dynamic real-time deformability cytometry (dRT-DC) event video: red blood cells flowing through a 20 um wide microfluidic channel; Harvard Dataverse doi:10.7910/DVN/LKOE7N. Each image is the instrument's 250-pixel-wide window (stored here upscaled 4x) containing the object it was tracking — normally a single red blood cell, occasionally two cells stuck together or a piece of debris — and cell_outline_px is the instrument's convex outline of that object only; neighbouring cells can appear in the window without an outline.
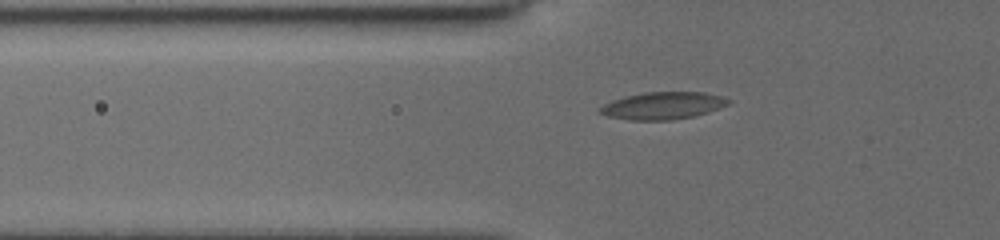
{"species": "common noctule bat (a hibernating species)", "species_latin": "Nyctalus noctula", "temperature_condition": "cold", "stored_images_in_passage": 37, "camera_frame_rate_fps": 3000, "um_per_image_px": 0.085, "animal": {"sex": "female", "body_mass_g": 19.5, "forearm_length_mm": 54.1}, "frame": {"image": 1, "passage_image": 5, "time_ms": 1.333, "image_size_px": [1000, 240], "cell_outline_px": [[732, 100], [728, 104], [692, 116], [672, 120], [628, 120], [608, 116], [600, 112], [600, 108], [604, 104], [612, 100], [624, 96], [644, 92], [704, 92], [720, 96]], "centroid_in_image_um": [56.3, 8.97], "position_along_channel_um": 69.5, "area_um2": 20.11}}
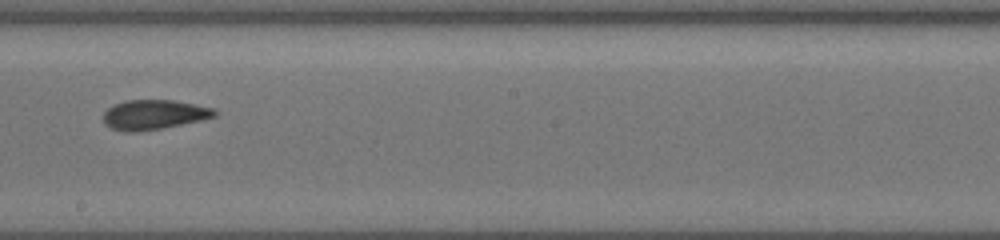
{"frame": {"image": 2, "passage_image": 18, "time_ms": 5.667, "image_size_px": [1000, 240], "cell_outline_px": [[216, 116], [200, 120], [160, 128], [128, 132], [112, 128], [104, 120], [104, 112], [108, 108], [116, 104], [128, 100], [172, 100], [216, 108]], "centroid_in_image_um": [13.12, 9.72], "position_along_channel_um": 235.1, "area_um2": 18.73}}
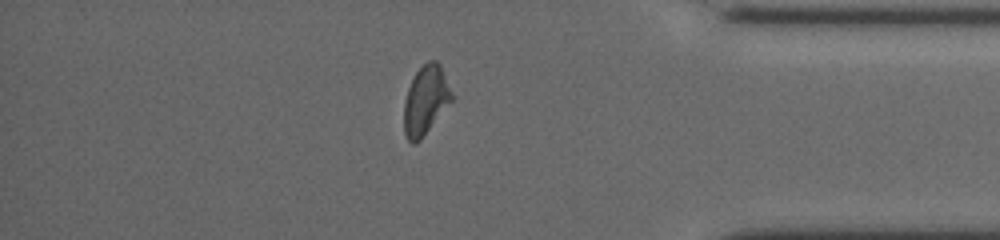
{"frame": {"image": 3, "passage_image": 32, "time_ms": 10.333, "image_size_px": [1000, 240], "cell_outline_px": [[456, 96], [420, 140], [416, 144], [412, 144], [408, 140], [404, 132], [404, 104], [408, 88], [416, 72], [428, 60], [436, 60], [440, 64]], "centroid_in_image_um": [36.22, 8.51], "position_along_channel_um": 399.0, "area_um2": 19.36}}